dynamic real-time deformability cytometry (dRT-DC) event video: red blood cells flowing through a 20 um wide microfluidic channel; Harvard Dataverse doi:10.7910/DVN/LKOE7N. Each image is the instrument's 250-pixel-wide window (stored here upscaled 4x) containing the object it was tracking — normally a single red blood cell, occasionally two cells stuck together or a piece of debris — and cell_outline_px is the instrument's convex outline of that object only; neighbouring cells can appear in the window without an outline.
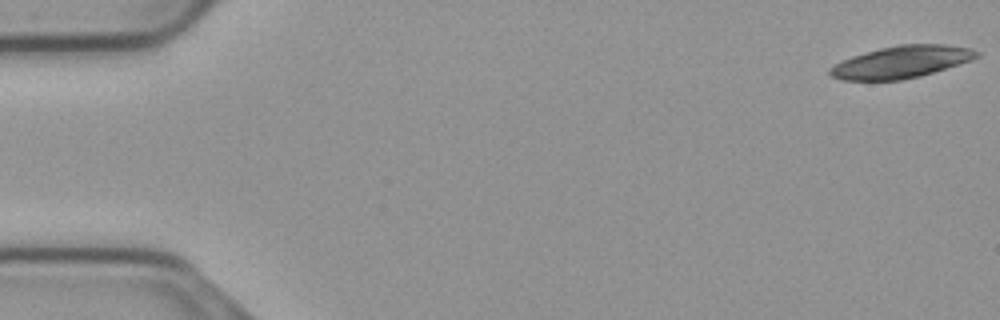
{"species": "common noctule bat (a hibernating species)", "species_latin": "Nyctalus noctula", "temperature_condition": "cold", "stored_images_in_passage": 19, "camera_frame_rate_fps": 3000, "um_per_image_px": 0.085, "animal": {"sex": "male", "body_mass_g": 23.1, "forearm_length_mm": 52.7}, "frame": {"image": 1, "passage_image": 1, "time_ms": 0.0, "image_size_px": [1000, 320], "cell_outline_px": [[980, 56], [972, 60], [920, 76], [900, 80], [840, 80], [832, 76], [828, 72], [828, 68], [852, 56], [880, 48], [900, 44], [944, 44], [972, 48], [980, 52]], "centroid_in_image_um": [76.64, 5.26], "position_along_channel_um": 8.4, "area_um2": 27.4}}